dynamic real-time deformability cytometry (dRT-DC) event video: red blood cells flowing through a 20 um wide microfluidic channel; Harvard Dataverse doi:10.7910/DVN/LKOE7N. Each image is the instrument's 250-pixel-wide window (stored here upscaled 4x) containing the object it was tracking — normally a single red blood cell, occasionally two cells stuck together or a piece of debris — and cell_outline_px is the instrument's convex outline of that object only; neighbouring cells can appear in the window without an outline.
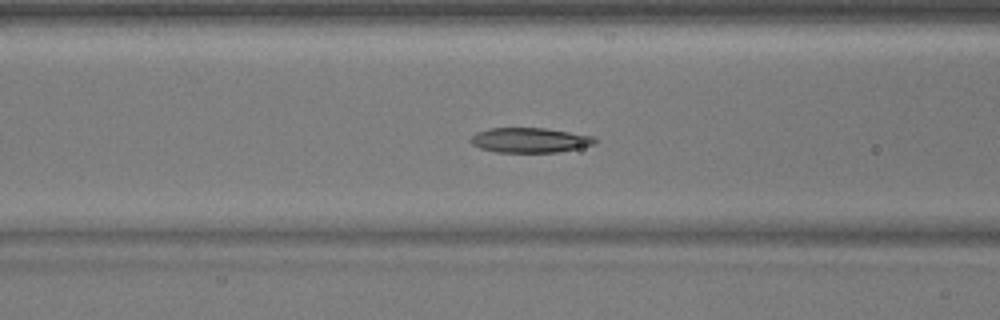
{"species": "common noctule bat (a hibernating species)", "species_latin": "Nyctalus noctula", "temperature_condition": "warm", "stored_images_in_passage": 51, "camera_frame_rate_fps": 3000, "um_per_image_px": 0.085, "animal": {"sex": "male", "body_mass_g": 17.9}, "frame": {"image": 1, "passage_image": 21, "time_ms": 6.667, "image_size_px": [1000, 320], "cell_outline_px": [[596, 144], [556, 152], [496, 152], [480, 148], [472, 144], [468, 140], [476, 132], [488, 128], [544, 128], [592, 136], [596, 140]], "centroid_in_image_um": [44.97, 11.91], "position_along_channel_um": 121.6, "area_um2": 17.86}}
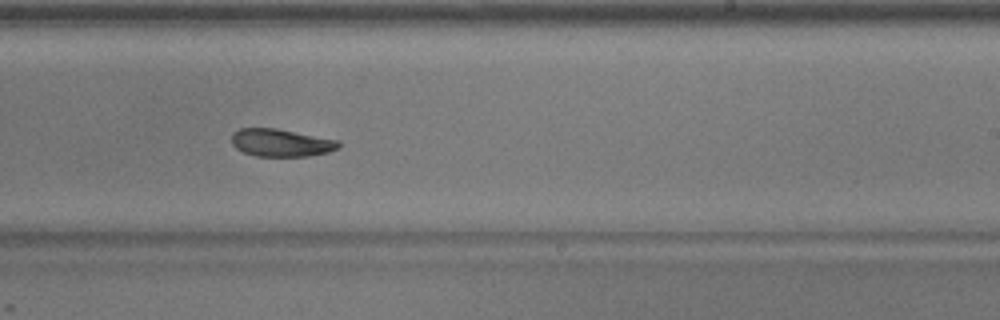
{"frame": {"image": 2, "passage_image": 32, "time_ms": 10.333, "image_size_px": [1000, 320], "cell_outline_px": [[340, 148], [328, 152], [308, 156], [256, 156], [244, 152], [236, 148], [232, 144], [232, 132], [240, 128], [276, 128], [340, 140]], "centroid_in_image_um": [23.91, 12.13], "position_along_channel_um": 265.1, "area_um2": 17.34}}
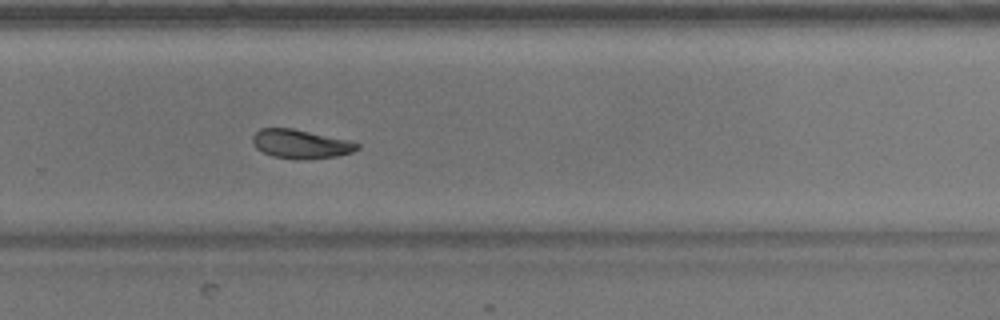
{"frame": {"image": 3, "passage_image": 35, "time_ms": 11.333, "image_size_px": [1000, 320], "cell_outline_px": [[360, 148], [352, 152], [336, 156], [300, 160], [272, 156], [256, 148], [252, 140], [252, 136], [260, 128], [292, 128], [348, 140], [360, 144]], "centroid_in_image_um": [25.55, 12.24], "position_along_channel_um": 304.2, "area_um2": 17.51}}